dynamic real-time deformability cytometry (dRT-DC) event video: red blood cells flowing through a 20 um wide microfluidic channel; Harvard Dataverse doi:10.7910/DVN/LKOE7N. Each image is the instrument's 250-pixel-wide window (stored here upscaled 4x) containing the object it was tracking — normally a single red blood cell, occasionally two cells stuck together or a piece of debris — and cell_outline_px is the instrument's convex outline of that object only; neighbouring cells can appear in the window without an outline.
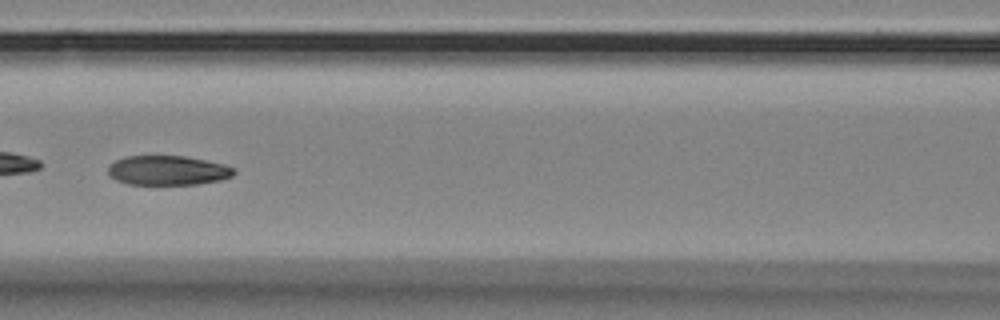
{"species": "Egyptian fruit bat (a non-hibernating species)", "species_latin": "Rousettus aegyptiacus", "temperature_condition": "room temperature", "stored_images_in_passage": 40, "camera_frame_rate_fps": 3000, "um_per_image_px": 0.085, "animal": {"sex": "female"}, "frame": {"image": 1, "passage_image": 12, "time_ms": 3.667, "image_size_px": [1000, 320], "cell_outline_px": [[236, 172], [232, 176], [220, 180], [196, 184], [128, 184], [116, 180], [108, 176], [108, 164], [124, 156], [184, 156], [224, 164], [236, 168]], "centroid_in_image_um": [14.23, 14.48], "position_along_channel_um": 152.4, "area_um2": 21.73}, "authors_computed_cell_mechanics": {"area_um2": 23.2645, "velocity_mm_per_s": 3.4649, "shape_relaxation_time_tau1_ms": 7.8162, "shape_relaxation_time_tau2_ms": 1.6388, "deformation_change_tau1": 0.2183, "deformation_change_tau2": 0.0537}}